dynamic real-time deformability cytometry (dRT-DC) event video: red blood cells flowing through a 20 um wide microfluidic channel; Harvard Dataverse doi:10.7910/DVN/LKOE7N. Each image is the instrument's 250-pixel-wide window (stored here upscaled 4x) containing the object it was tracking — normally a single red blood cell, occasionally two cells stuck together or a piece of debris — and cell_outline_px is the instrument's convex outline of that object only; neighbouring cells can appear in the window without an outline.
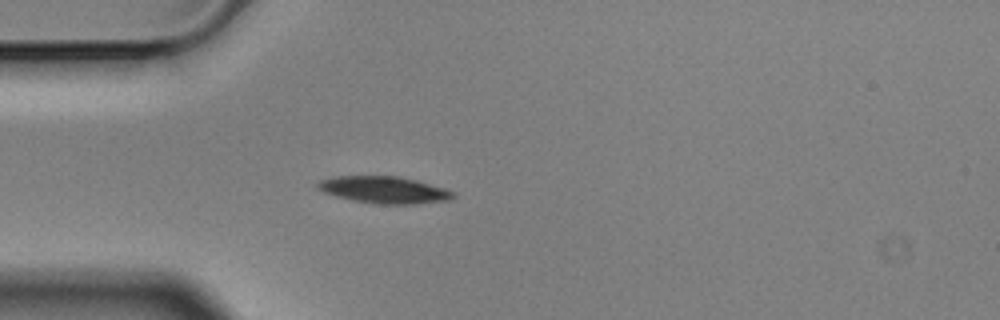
{"species": "Egyptian fruit bat (a non-hibernating species)", "species_latin": "Rousettus aegyptiacus", "temperature_condition": "cold", "stored_images_in_passage": 2, "camera_frame_rate_fps": 3000, "um_per_image_px": 0.085, "animal": {"sex": "male"}, "frame": {"image": 1, "passage_image": 2, "time_ms": 0.333, "image_size_px": [1000, 320], "cell_outline_px": [[456, 196], [448, 200], [416, 204], [376, 204], [352, 200], [336, 196], [324, 192], [316, 188], [316, 184], [320, 180], [332, 176], [400, 176], [416, 180], [444, 188], [456, 192]], "centroid_in_image_um": [32.64, 16.13], "position_along_channel_um": 52.4, "area_um2": 21.39}}